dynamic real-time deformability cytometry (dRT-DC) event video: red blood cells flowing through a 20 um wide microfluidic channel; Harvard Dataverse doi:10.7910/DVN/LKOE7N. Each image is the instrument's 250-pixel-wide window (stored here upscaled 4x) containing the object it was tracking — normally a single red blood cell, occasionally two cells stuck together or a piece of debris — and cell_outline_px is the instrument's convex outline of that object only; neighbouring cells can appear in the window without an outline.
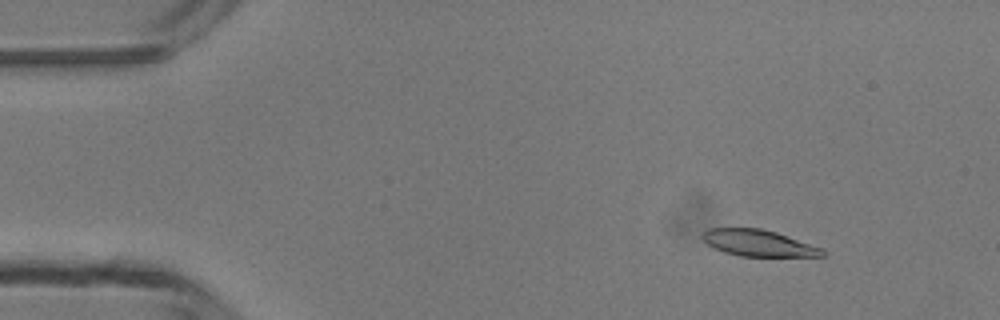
{"species": "common noctule bat (a hibernating species)", "species_latin": "Nyctalus noctula", "temperature_condition": "room temperature", "stored_images_in_passage": 48, "camera_frame_rate_fps": 3000, "um_per_image_px": 0.085, "animal": {"sex": "male", "body_mass_g": 13.3}, "frame": {"image": 1, "passage_image": 6, "time_ms": 1.667, "image_size_px": [1000, 320], "cell_outline_px": [[824, 256], [740, 256], [724, 252], [708, 244], [704, 240], [704, 232], [708, 228], [760, 228], [776, 232], [824, 248]], "centroid_in_image_um": [64.51, 20.66], "position_along_channel_um": 20.5, "area_um2": 18.26}}
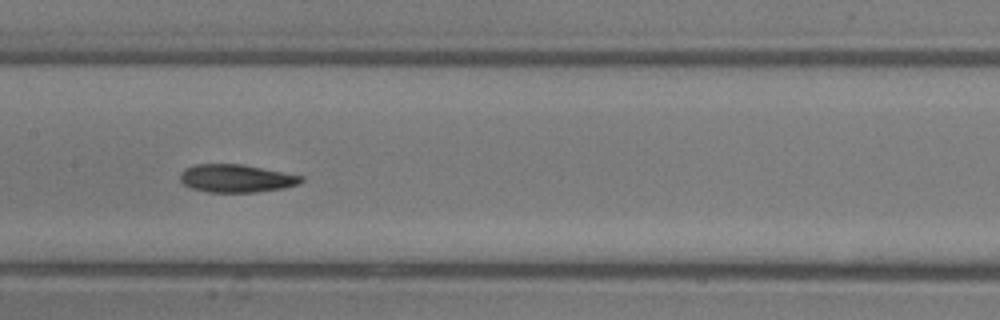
{"frame": {"image": 2, "passage_image": 24, "time_ms": 7.667, "image_size_px": [1000, 320], "cell_outline_px": [[304, 180], [296, 184], [284, 188], [256, 192], [208, 192], [192, 188], [184, 184], [180, 180], [180, 172], [184, 168], [196, 164], [240, 164], [304, 176]], "centroid_in_image_um": [20.06, 15.16], "position_along_channel_um": 187.3, "area_um2": 19.59}}
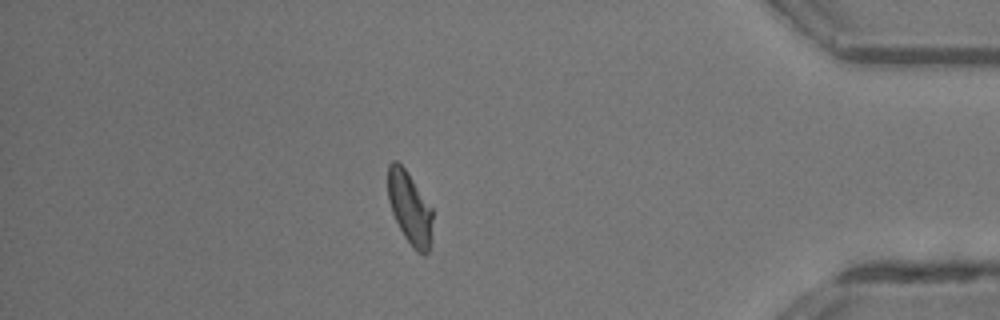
{"frame": {"image": 3, "passage_image": 42, "time_ms": 13.667, "image_size_px": [1000, 320], "cell_outline_px": [[432, 240], [428, 252], [424, 256], [416, 252], [404, 236], [392, 212], [388, 200], [388, 164], [392, 160], [396, 160], [404, 168], [432, 208]], "centroid_in_image_um": [34.84, 17.72], "position_along_channel_um": 400.4, "area_um2": 18.84}, "authors_computed_cell_mechanics": {"area_um2": 19.5942, "velocity_mm_per_s": 4.2444, "shape_relaxation_time_tau1_ms": 4.9309, "shape_relaxation_time_tau2_ms": 7.2764, "deformation_change_tau1": 0.1871, "deformation_change_tau2": 0.1268}}